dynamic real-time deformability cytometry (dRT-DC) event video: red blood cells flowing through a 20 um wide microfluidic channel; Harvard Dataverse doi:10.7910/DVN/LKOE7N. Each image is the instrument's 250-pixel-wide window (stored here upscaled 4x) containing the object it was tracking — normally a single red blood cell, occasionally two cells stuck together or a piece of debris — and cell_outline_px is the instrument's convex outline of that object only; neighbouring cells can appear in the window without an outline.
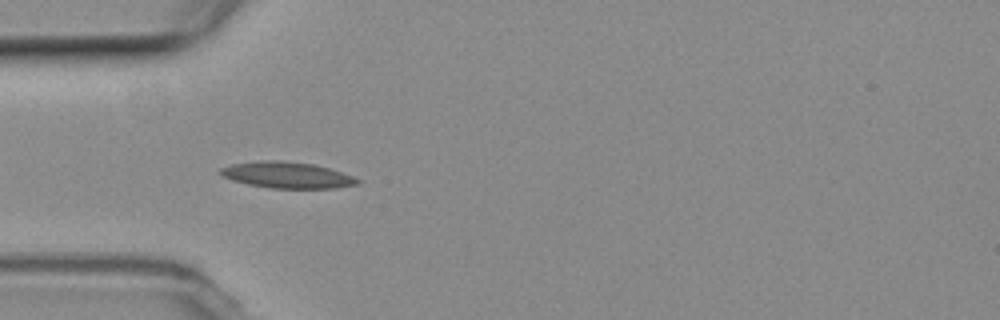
{"species": "common noctule bat (a hibernating species)", "species_latin": "Nyctalus noctula", "temperature_condition": "room temperature", "stored_images_in_passage": 5, "camera_frame_rate_fps": 3000, "um_per_image_px": 0.085, "animal": {"sex": "female", "body_mass_g": 19.3, "forearm_length_mm": 54.1}, "frame": {"image": 1, "passage_image": 4, "time_ms": 3.333, "image_size_px": [1000, 320], "cell_outline_px": [[360, 184], [336, 188], [272, 188], [248, 184], [232, 180], [220, 176], [216, 172], [220, 168], [232, 164], [260, 160], [284, 160], [316, 164], [352, 176], [360, 180]], "centroid_in_image_um": [24.36, 14.87], "position_along_channel_um": 60.6, "area_um2": 21.15}}
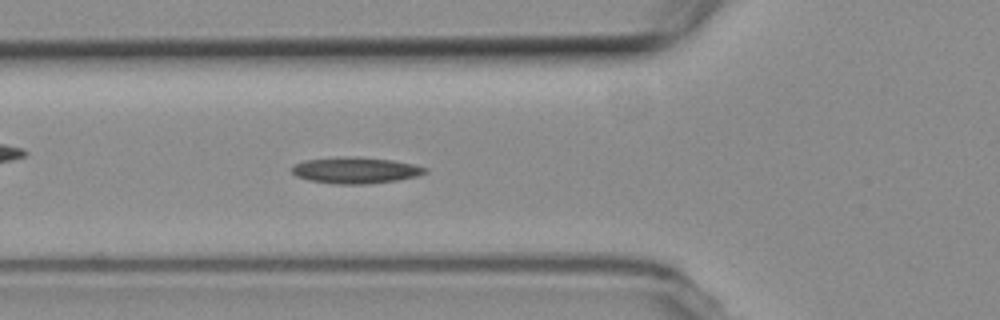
{"frame": {"image": 2, "passage_image": 5, "time_ms": 4.333, "image_size_px": [1000, 320], "cell_outline_px": [[428, 172], [416, 176], [396, 180], [368, 184], [332, 184], [308, 180], [296, 176], [292, 172], [292, 164], [304, 160], [336, 156], [360, 156], [392, 160], [412, 164], [428, 168]], "centroid_in_image_um": [30.17, 14.46], "position_along_channel_um": 95.6, "area_um2": 20.75}}